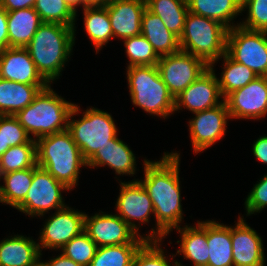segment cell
Segmentation results:
<instances>
[{"label": "cell", "mask_w": 267, "mask_h": 266, "mask_svg": "<svg viewBox=\"0 0 267 266\" xmlns=\"http://www.w3.org/2000/svg\"><path fill=\"white\" fill-rule=\"evenodd\" d=\"M179 151L164 152L160 160L143 159L144 178L139 181L148 192L154 207L155 227L146 240H163L175 228L181 227L182 209Z\"/></svg>", "instance_id": "cell-1"}, {"label": "cell", "mask_w": 267, "mask_h": 266, "mask_svg": "<svg viewBox=\"0 0 267 266\" xmlns=\"http://www.w3.org/2000/svg\"><path fill=\"white\" fill-rule=\"evenodd\" d=\"M75 35L72 26L42 23L25 47L38 72L49 84L62 76L63 68L73 55Z\"/></svg>", "instance_id": "cell-2"}, {"label": "cell", "mask_w": 267, "mask_h": 266, "mask_svg": "<svg viewBox=\"0 0 267 266\" xmlns=\"http://www.w3.org/2000/svg\"><path fill=\"white\" fill-rule=\"evenodd\" d=\"M37 165L70 190L79 182L80 168H87L79 147L68 130L36 140Z\"/></svg>", "instance_id": "cell-3"}, {"label": "cell", "mask_w": 267, "mask_h": 266, "mask_svg": "<svg viewBox=\"0 0 267 266\" xmlns=\"http://www.w3.org/2000/svg\"><path fill=\"white\" fill-rule=\"evenodd\" d=\"M51 87L49 84L41 89L33 102L15 115L33 140L68 128L69 116L75 104L59 96Z\"/></svg>", "instance_id": "cell-4"}, {"label": "cell", "mask_w": 267, "mask_h": 266, "mask_svg": "<svg viewBox=\"0 0 267 266\" xmlns=\"http://www.w3.org/2000/svg\"><path fill=\"white\" fill-rule=\"evenodd\" d=\"M126 76L130 99L135 107L162 119L175 114V98L164 84L157 65L126 67Z\"/></svg>", "instance_id": "cell-5"}, {"label": "cell", "mask_w": 267, "mask_h": 266, "mask_svg": "<svg viewBox=\"0 0 267 266\" xmlns=\"http://www.w3.org/2000/svg\"><path fill=\"white\" fill-rule=\"evenodd\" d=\"M227 31L216 20L188 12L179 38L180 50L202 59L210 68H214L215 63L226 53Z\"/></svg>", "instance_id": "cell-6"}, {"label": "cell", "mask_w": 267, "mask_h": 266, "mask_svg": "<svg viewBox=\"0 0 267 266\" xmlns=\"http://www.w3.org/2000/svg\"><path fill=\"white\" fill-rule=\"evenodd\" d=\"M88 108L82 112L75 103L67 128L87 162L99 149L119 135L116 121L110 113L96 107ZM81 112L83 113L82 117L75 120V116Z\"/></svg>", "instance_id": "cell-7"}, {"label": "cell", "mask_w": 267, "mask_h": 266, "mask_svg": "<svg viewBox=\"0 0 267 266\" xmlns=\"http://www.w3.org/2000/svg\"><path fill=\"white\" fill-rule=\"evenodd\" d=\"M63 191H70L63 183L57 181L47 170L33 167L32 184L24 201L16 208L29 217H43L48 211H57L67 206Z\"/></svg>", "instance_id": "cell-8"}, {"label": "cell", "mask_w": 267, "mask_h": 266, "mask_svg": "<svg viewBox=\"0 0 267 266\" xmlns=\"http://www.w3.org/2000/svg\"><path fill=\"white\" fill-rule=\"evenodd\" d=\"M226 53L257 76H267V34L235 26L227 31Z\"/></svg>", "instance_id": "cell-9"}, {"label": "cell", "mask_w": 267, "mask_h": 266, "mask_svg": "<svg viewBox=\"0 0 267 266\" xmlns=\"http://www.w3.org/2000/svg\"><path fill=\"white\" fill-rule=\"evenodd\" d=\"M157 67L164 84L174 98L209 68L202 59L182 50L160 56Z\"/></svg>", "instance_id": "cell-10"}, {"label": "cell", "mask_w": 267, "mask_h": 266, "mask_svg": "<svg viewBox=\"0 0 267 266\" xmlns=\"http://www.w3.org/2000/svg\"><path fill=\"white\" fill-rule=\"evenodd\" d=\"M45 220L37 239L40 252L43 249L60 251L85 228V212H80L69 205L55 211Z\"/></svg>", "instance_id": "cell-11"}, {"label": "cell", "mask_w": 267, "mask_h": 266, "mask_svg": "<svg viewBox=\"0 0 267 266\" xmlns=\"http://www.w3.org/2000/svg\"><path fill=\"white\" fill-rule=\"evenodd\" d=\"M84 231L98 246L122 244H143L146 239L137 233L117 214L96 212L89 216L85 213Z\"/></svg>", "instance_id": "cell-12"}, {"label": "cell", "mask_w": 267, "mask_h": 266, "mask_svg": "<svg viewBox=\"0 0 267 266\" xmlns=\"http://www.w3.org/2000/svg\"><path fill=\"white\" fill-rule=\"evenodd\" d=\"M189 119V137L195 154L203 153L226 134L230 114L225 101L208 110L193 113Z\"/></svg>", "instance_id": "cell-13"}, {"label": "cell", "mask_w": 267, "mask_h": 266, "mask_svg": "<svg viewBox=\"0 0 267 266\" xmlns=\"http://www.w3.org/2000/svg\"><path fill=\"white\" fill-rule=\"evenodd\" d=\"M118 183H120V192L116 199L115 212L138 236L144 238V234L139 233V228L142 224H148L151 221V215L154 216L152 200L139 179L134 178L128 182L119 181Z\"/></svg>", "instance_id": "cell-14"}, {"label": "cell", "mask_w": 267, "mask_h": 266, "mask_svg": "<svg viewBox=\"0 0 267 266\" xmlns=\"http://www.w3.org/2000/svg\"><path fill=\"white\" fill-rule=\"evenodd\" d=\"M224 101L230 118L260 120L267 116V76H258L243 88L228 94Z\"/></svg>", "instance_id": "cell-15"}, {"label": "cell", "mask_w": 267, "mask_h": 266, "mask_svg": "<svg viewBox=\"0 0 267 266\" xmlns=\"http://www.w3.org/2000/svg\"><path fill=\"white\" fill-rule=\"evenodd\" d=\"M224 102L214 68H208L199 78L175 97L174 111L191 113L214 108Z\"/></svg>", "instance_id": "cell-16"}, {"label": "cell", "mask_w": 267, "mask_h": 266, "mask_svg": "<svg viewBox=\"0 0 267 266\" xmlns=\"http://www.w3.org/2000/svg\"><path fill=\"white\" fill-rule=\"evenodd\" d=\"M234 266H266L262 237L239 215L231 226Z\"/></svg>", "instance_id": "cell-17"}, {"label": "cell", "mask_w": 267, "mask_h": 266, "mask_svg": "<svg viewBox=\"0 0 267 266\" xmlns=\"http://www.w3.org/2000/svg\"><path fill=\"white\" fill-rule=\"evenodd\" d=\"M0 78L30 85H49L25 47H9L0 51Z\"/></svg>", "instance_id": "cell-18"}, {"label": "cell", "mask_w": 267, "mask_h": 266, "mask_svg": "<svg viewBox=\"0 0 267 266\" xmlns=\"http://www.w3.org/2000/svg\"><path fill=\"white\" fill-rule=\"evenodd\" d=\"M113 31V38L120 40L141 34L145 0H108L104 4Z\"/></svg>", "instance_id": "cell-19"}, {"label": "cell", "mask_w": 267, "mask_h": 266, "mask_svg": "<svg viewBox=\"0 0 267 266\" xmlns=\"http://www.w3.org/2000/svg\"><path fill=\"white\" fill-rule=\"evenodd\" d=\"M117 135L110 143L103 146L87 162V167L98 168L108 166L115 171L116 175L134 176L137 173L136 156L133 151Z\"/></svg>", "instance_id": "cell-20"}, {"label": "cell", "mask_w": 267, "mask_h": 266, "mask_svg": "<svg viewBox=\"0 0 267 266\" xmlns=\"http://www.w3.org/2000/svg\"><path fill=\"white\" fill-rule=\"evenodd\" d=\"M175 229L180 234V240L176 242L180 243V248L175 255H182L193 266H208L207 220H198L194 226L187 224Z\"/></svg>", "instance_id": "cell-21"}, {"label": "cell", "mask_w": 267, "mask_h": 266, "mask_svg": "<svg viewBox=\"0 0 267 266\" xmlns=\"http://www.w3.org/2000/svg\"><path fill=\"white\" fill-rule=\"evenodd\" d=\"M41 252L37 240L20 234L0 241V266H30Z\"/></svg>", "instance_id": "cell-22"}, {"label": "cell", "mask_w": 267, "mask_h": 266, "mask_svg": "<svg viewBox=\"0 0 267 266\" xmlns=\"http://www.w3.org/2000/svg\"><path fill=\"white\" fill-rule=\"evenodd\" d=\"M48 85H30L0 78V115L15 116L31 104L41 89Z\"/></svg>", "instance_id": "cell-23"}, {"label": "cell", "mask_w": 267, "mask_h": 266, "mask_svg": "<svg viewBox=\"0 0 267 266\" xmlns=\"http://www.w3.org/2000/svg\"><path fill=\"white\" fill-rule=\"evenodd\" d=\"M188 11L216 20L228 30L238 26L234 19L242 14V0H187Z\"/></svg>", "instance_id": "cell-24"}, {"label": "cell", "mask_w": 267, "mask_h": 266, "mask_svg": "<svg viewBox=\"0 0 267 266\" xmlns=\"http://www.w3.org/2000/svg\"><path fill=\"white\" fill-rule=\"evenodd\" d=\"M141 34L159 56L173 54L180 50L179 38L167 29L158 15L147 8L142 15Z\"/></svg>", "instance_id": "cell-25"}, {"label": "cell", "mask_w": 267, "mask_h": 266, "mask_svg": "<svg viewBox=\"0 0 267 266\" xmlns=\"http://www.w3.org/2000/svg\"><path fill=\"white\" fill-rule=\"evenodd\" d=\"M41 24L33 7L7 12L8 48L26 47Z\"/></svg>", "instance_id": "cell-26"}, {"label": "cell", "mask_w": 267, "mask_h": 266, "mask_svg": "<svg viewBox=\"0 0 267 266\" xmlns=\"http://www.w3.org/2000/svg\"><path fill=\"white\" fill-rule=\"evenodd\" d=\"M208 266H234L231 226L207 220Z\"/></svg>", "instance_id": "cell-27"}, {"label": "cell", "mask_w": 267, "mask_h": 266, "mask_svg": "<svg viewBox=\"0 0 267 266\" xmlns=\"http://www.w3.org/2000/svg\"><path fill=\"white\" fill-rule=\"evenodd\" d=\"M82 11L84 29L98 54L111 39L113 40L108 10L105 5H100L86 6Z\"/></svg>", "instance_id": "cell-28"}, {"label": "cell", "mask_w": 267, "mask_h": 266, "mask_svg": "<svg viewBox=\"0 0 267 266\" xmlns=\"http://www.w3.org/2000/svg\"><path fill=\"white\" fill-rule=\"evenodd\" d=\"M146 8L158 15L164 25L178 38L183 33L187 16V0H145Z\"/></svg>", "instance_id": "cell-29"}, {"label": "cell", "mask_w": 267, "mask_h": 266, "mask_svg": "<svg viewBox=\"0 0 267 266\" xmlns=\"http://www.w3.org/2000/svg\"><path fill=\"white\" fill-rule=\"evenodd\" d=\"M33 167L2 174L0 181V203L17 208L25 199L32 184Z\"/></svg>", "instance_id": "cell-30"}, {"label": "cell", "mask_w": 267, "mask_h": 266, "mask_svg": "<svg viewBox=\"0 0 267 266\" xmlns=\"http://www.w3.org/2000/svg\"><path fill=\"white\" fill-rule=\"evenodd\" d=\"M219 59H223L221 76L218 78V84L222 96L225 98L228 94L243 88L256 77H258L251 69L242 65L239 62L234 61L227 53L221 56Z\"/></svg>", "instance_id": "cell-31"}, {"label": "cell", "mask_w": 267, "mask_h": 266, "mask_svg": "<svg viewBox=\"0 0 267 266\" xmlns=\"http://www.w3.org/2000/svg\"><path fill=\"white\" fill-rule=\"evenodd\" d=\"M37 166L36 140L10 147L0 157V176L2 174Z\"/></svg>", "instance_id": "cell-32"}, {"label": "cell", "mask_w": 267, "mask_h": 266, "mask_svg": "<svg viewBox=\"0 0 267 266\" xmlns=\"http://www.w3.org/2000/svg\"><path fill=\"white\" fill-rule=\"evenodd\" d=\"M142 244H122L98 247L89 266H132L137 250Z\"/></svg>", "instance_id": "cell-33"}, {"label": "cell", "mask_w": 267, "mask_h": 266, "mask_svg": "<svg viewBox=\"0 0 267 266\" xmlns=\"http://www.w3.org/2000/svg\"><path fill=\"white\" fill-rule=\"evenodd\" d=\"M42 23H58L75 28L76 13L64 0H36L33 7Z\"/></svg>", "instance_id": "cell-34"}, {"label": "cell", "mask_w": 267, "mask_h": 266, "mask_svg": "<svg viewBox=\"0 0 267 266\" xmlns=\"http://www.w3.org/2000/svg\"><path fill=\"white\" fill-rule=\"evenodd\" d=\"M161 243L162 240H146L134 255L132 266H185L180 260L172 261L176 255L170 254V259Z\"/></svg>", "instance_id": "cell-35"}, {"label": "cell", "mask_w": 267, "mask_h": 266, "mask_svg": "<svg viewBox=\"0 0 267 266\" xmlns=\"http://www.w3.org/2000/svg\"><path fill=\"white\" fill-rule=\"evenodd\" d=\"M122 41L128 58L127 67L157 65L160 56L142 34L123 39Z\"/></svg>", "instance_id": "cell-36"}, {"label": "cell", "mask_w": 267, "mask_h": 266, "mask_svg": "<svg viewBox=\"0 0 267 266\" xmlns=\"http://www.w3.org/2000/svg\"><path fill=\"white\" fill-rule=\"evenodd\" d=\"M98 246L83 231L66 243L60 250L66 257L70 258L81 266H89L94 258Z\"/></svg>", "instance_id": "cell-37"}, {"label": "cell", "mask_w": 267, "mask_h": 266, "mask_svg": "<svg viewBox=\"0 0 267 266\" xmlns=\"http://www.w3.org/2000/svg\"><path fill=\"white\" fill-rule=\"evenodd\" d=\"M242 14L247 11L239 26L254 31L267 32V0H242Z\"/></svg>", "instance_id": "cell-38"}, {"label": "cell", "mask_w": 267, "mask_h": 266, "mask_svg": "<svg viewBox=\"0 0 267 266\" xmlns=\"http://www.w3.org/2000/svg\"><path fill=\"white\" fill-rule=\"evenodd\" d=\"M0 130H2L3 154L10 147L28 143L32 139L13 115H0Z\"/></svg>", "instance_id": "cell-39"}, {"label": "cell", "mask_w": 267, "mask_h": 266, "mask_svg": "<svg viewBox=\"0 0 267 266\" xmlns=\"http://www.w3.org/2000/svg\"><path fill=\"white\" fill-rule=\"evenodd\" d=\"M244 205L246 216L260 213L267 207V173L253 186L246 197Z\"/></svg>", "instance_id": "cell-40"}, {"label": "cell", "mask_w": 267, "mask_h": 266, "mask_svg": "<svg viewBox=\"0 0 267 266\" xmlns=\"http://www.w3.org/2000/svg\"><path fill=\"white\" fill-rule=\"evenodd\" d=\"M254 157L262 164L267 165V135L259 136L252 144Z\"/></svg>", "instance_id": "cell-41"}, {"label": "cell", "mask_w": 267, "mask_h": 266, "mask_svg": "<svg viewBox=\"0 0 267 266\" xmlns=\"http://www.w3.org/2000/svg\"><path fill=\"white\" fill-rule=\"evenodd\" d=\"M36 0H3L0 5L7 11H15L20 9L32 8Z\"/></svg>", "instance_id": "cell-42"}, {"label": "cell", "mask_w": 267, "mask_h": 266, "mask_svg": "<svg viewBox=\"0 0 267 266\" xmlns=\"http://www.w3.org/2000/svg\"><path fill=\"white\" fill-rule=\"evenodd\" d=\"M8 48L7 11L0 5V51Z\"/></svg>", "instance_id": "cell-43"}, {"label": "cell", "mask_w": 267, "mask_h": 266, "mask_svg": "<svg viewBox=\"0 0 267 266\" xmlns=\"http://www.w3.org/2000/svg\"><path fill=\"white\" fill-rule=\"evenodd\" d=\"M60 253L61 254L57 255L56 257H50L51 259L46 260L48 266H81L70 258L66 257L62 252Z\"/></svg>", "instance_id": "cell-44"}, {"label": "cell", "mask_w": 267, "mask_h": 266, "mask_svg": "<svg viewBox=\"0 0 267 266\" xmlns=\"http://www.w3.org/2000/svg\"><path fill=\"white\" fill-rule=\"evenodd\" d=\"M108 0H81L82 9L86 6H100L104 5Z\"/></svg>", "instance_id": "cell-45"}, {"label": "cell", "mask_w": 267, "mask_h": 266, "mask_svg": "<svg viewBox=\"0 0 267 266\" xmlns=\"http://www.w3.org/2000/svg\"><path fill=\"white\" fill-rule=\"evenodd\" d=\"M65 3L68 5L76 13V20H77V8L81 7V0H64Z\"/></svg>", "instance_id": "cell-46"}, {"label": "cell", "mask_w": 267, "mask_h": 266, "mask_svg": "<svg viewBox=\"0 0 267 266\" xmlns=\"http://www.w3.org/2000/svg\"><path fill=\"white\" fill-rule=\"evenodd\" d=\"M42 253H41V256L33 263L31 264L30 266H48L47 262L46 261H42Z\"/></svg>", "instance_id": "cell-47"}, {"label": "cell", "mask_w": 267, "mask_h": 266, "mask_svg": "<svg viewBox=\"0 0 267 266\" xmlns=\"http://www.w3.org/2000/svg\"><path fill=\"white\" fill-rule=\"evenodd\" d=\"M3 155V139H2V130H0V157Z\"/></svg>", "instance_id": "cell-48"}]
</instances>
